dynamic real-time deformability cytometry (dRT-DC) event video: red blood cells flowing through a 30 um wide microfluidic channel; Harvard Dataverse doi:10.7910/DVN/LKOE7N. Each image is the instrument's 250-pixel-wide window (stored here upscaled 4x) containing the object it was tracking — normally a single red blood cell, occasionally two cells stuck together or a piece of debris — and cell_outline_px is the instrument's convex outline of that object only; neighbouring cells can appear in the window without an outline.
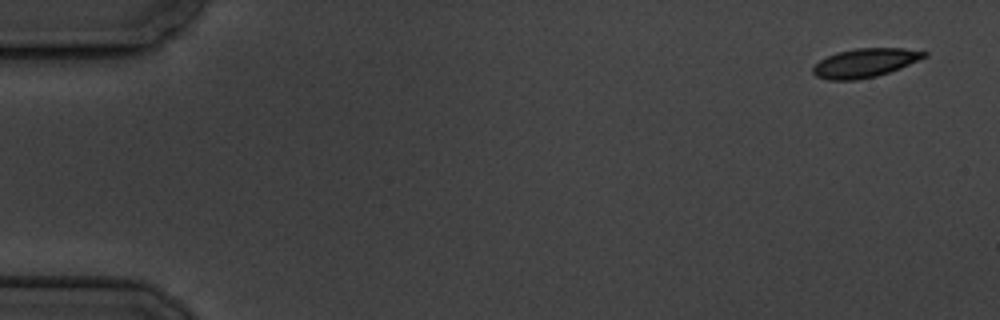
{"species": "common noctule bat (a hibernating species)", "species_latin": "Nyctalus noctula", "temperature_condition": "cold", "stored_images_in_passage": 7, "camera_frame_rate_fps": 3000, "um_per_image_px": 0.085, "animal": {"sex": "male", "body_mass_g": 19.5, "forearm_length_mm": 54.6}, "frame": {"image": 1, "passage_image": 1, "time_ms": 0.0, "image_size_px": [1000, 320], "cell_outline_px": [[928, 56], [900, 68], [876, 76], [856, 80], [828, 80], [816, 76], [812, 72], [812, 68], [820, 60], [836, 52], [856, 48], [904, 48], [928, 52]], "centroid_in_image_um": [73.52, 5.34], "position_along_channel_um": 11.5, "area_um2": 18.67}}
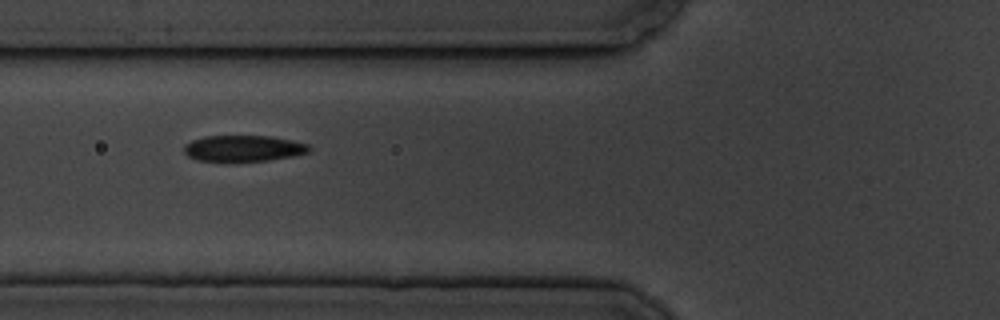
{"frame": {"image": 2, "passage_image": 6, "time_ms": 6.667, "image_size_px": [1000, 320], "cell_outline_px": [[312, 148], [308, 152], [292, 156], [268, 160], [196, 160], [188, 156], [184, 152], [184, 144], [192, 140], [204, 136], [272, 136], [292, 140], [308, 144]], "centroid_in_image_um": [20.69, 12.59], "position_along_channel_um": 105.1, "area_um2": 18.79}}
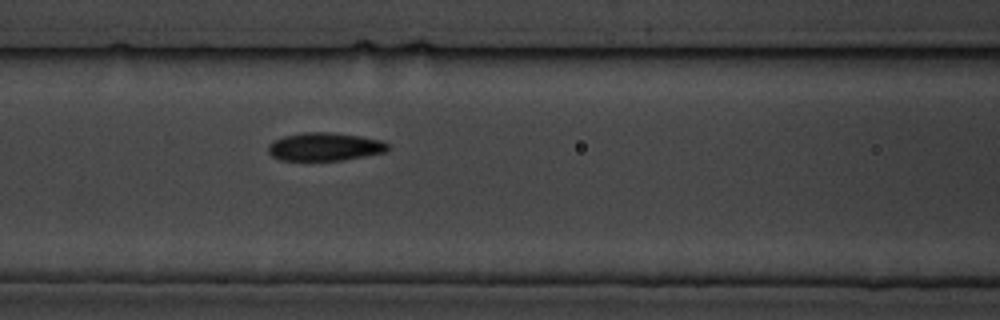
{"frame": {"image": 3, "passage_image": 7, "time_ms": 7.667, "image_size_px": [1000, 320], "cell_outline_px": [[392, 148], [388, 152], [344, 160], [280, 160], [272, 156], [268, 152], [268, 144], [272, 140], [284, 136], [304, 132], [332, 132], [360, 136], [384, 140]], "centroid_in_image_um": [27.65, 12.47], "position_along_channel_um": 138.9, "area_um2": 20.0}}